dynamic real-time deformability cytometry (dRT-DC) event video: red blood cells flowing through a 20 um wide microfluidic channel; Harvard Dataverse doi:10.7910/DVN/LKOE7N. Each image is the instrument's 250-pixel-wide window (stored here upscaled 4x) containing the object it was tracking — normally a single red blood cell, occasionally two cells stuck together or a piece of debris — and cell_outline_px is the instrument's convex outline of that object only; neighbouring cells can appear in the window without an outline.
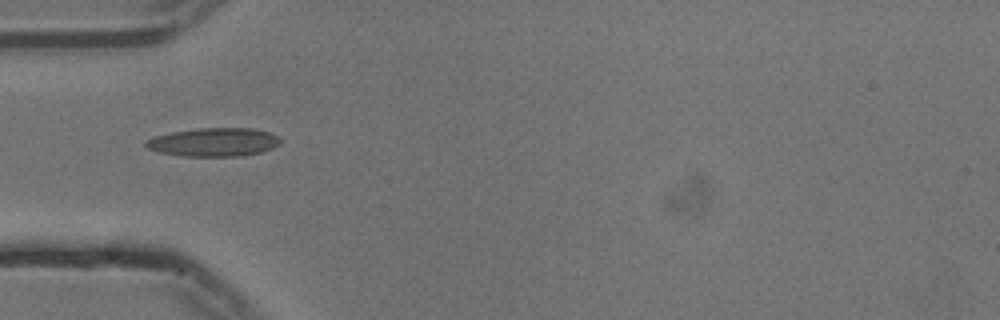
{"species": "common noctule bat (a hibernating species)", "species_latin": "Nyctalus noctula", "temperature_condition": "cold", "stored_images_in_passage": 38, "camera_frame_rate_fps": 3000, "um_per_image_px": 0.085, "animal": {"sex": "male", "body_mass_g": 13.3}, "frame": {"image": 1, "passage_image": 1, "time_ms": 0.0, "image_size_px": [1000, 320], "cell_outline_px": [[280, 144], [272, 148], [260, 152], [240, 156], [184, 156], [160, 152], [148, 148], [144, 144], [148, 140], [156, 136], [172, 132], [200, 128], [252, 128], [268, 132], [276, 136], [280, 140]], "centroid_in_image_um": [18.19, 12.08], "position_along_channel_um": 66.8, "area_um2": 22.02}}
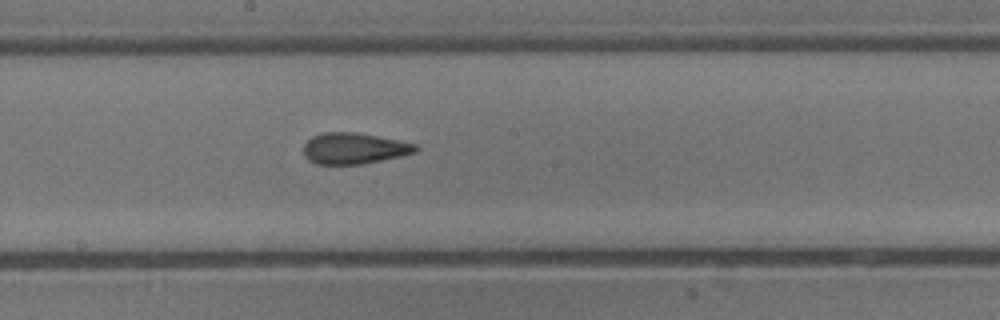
{"frame": {"image": 2, "passage_image": 13, "time_ms": 4.0, "image_size_px": [1000, 320], "cell_outline_px": [[420, 148], [416, 152], [400, 156], [364, 164], [316, 164], [308, 160], [304, 156], [304, 144], [312, 136], [324, 132], [356, 132], [416, 144]], "centroid_in_image_um": [30.08, 12.62], "position_along_channel_um": 218.1, "area_um2": 20.29}}
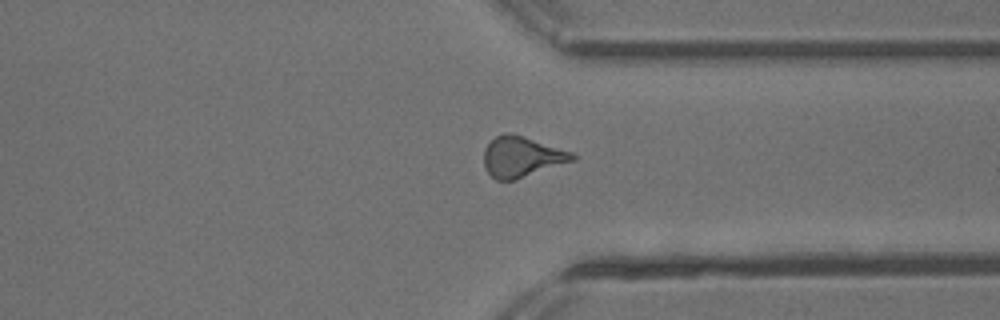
{"frame": {"image": 3, "passage_image": 25, "time_ms": 8.0, "image_size_px": [1000, 320], "cell_outline_px": [[576, 160], [512, 180], [496, 180], [484, 168], [484, 148], [496, 136], [504, 132], [508, 132], [524, 136], [572, 152], [576, 156]], "centroid_in_image_um": [44.33, 13.31], "position_along_channel_um": 367.1, "area_um2": 20.75}, "authors_computed_cell_mechanics": {"area_um2": 20.23, "velocity_mm_per_s": 3.7567, "shape_relaxation_time_tau1_ms": 6.3355, "shape_relaxation_time_tau2_ms": 2.3603, "deformation_change_tau1": 0.1706, "deformation_change_tau2": 0.1146}}